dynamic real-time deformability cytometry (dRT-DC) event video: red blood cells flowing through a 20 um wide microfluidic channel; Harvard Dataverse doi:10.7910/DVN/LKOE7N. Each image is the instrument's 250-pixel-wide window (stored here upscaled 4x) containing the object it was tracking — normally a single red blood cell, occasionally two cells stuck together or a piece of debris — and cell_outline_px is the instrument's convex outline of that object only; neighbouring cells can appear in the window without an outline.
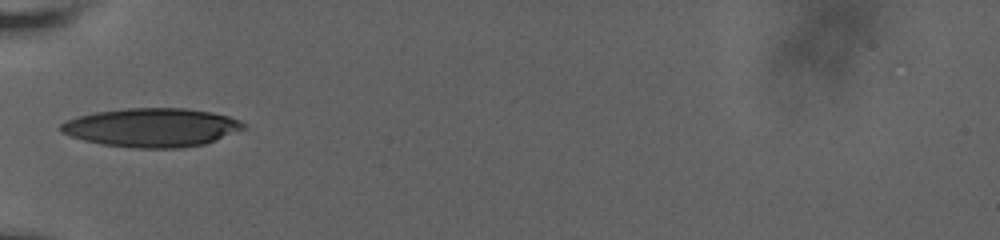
{"species": "human", "species_latin": "Homo sapiens", "temperature_condition": "room temperature", "stored_images_in_passage": 35, "camera_frame_rate_fps": 3000, "um_per_image_px": 0.085, "donor": {"sex": "male"}, "frame": {"image": 1, "passage_image": 1, "time_ms": 0.0, "image_size_px": [1000, 240], "cell_outline_px": [[244, 128], [204, 144], [180, 148], [132, 148], [104, 144], [84, 140], [60, 132], [60, 124], [76, 116], [96, 112], [124, 108], [184, 108], [212, 112], [228, 116], [240, 120], [244, 124]], "centroid_in_image_um": [12.87, 10.83], "position_along_channel_um": 72.1, "area_um2": 40.98}}
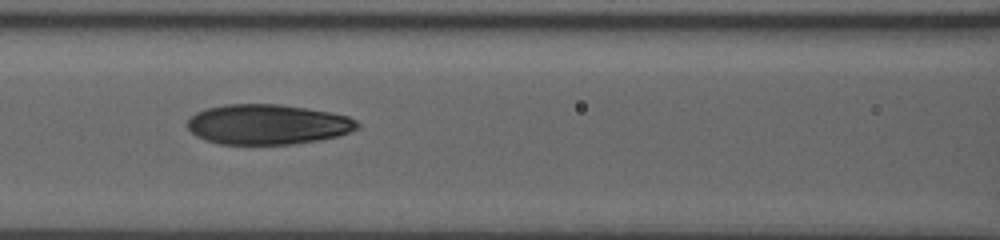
{"frame": {"image": 2, "passage_image": 7, "time_ms": 2.0, "image_size_px": [1000, 240], "cell_outline_px": [[360, 124], [356, 128], [348, 132], [336, 136], [320, 140], [292, 144], [220, 144], [204, 140], [196, 136], [188, 128], [188, 120], [196, 112], [208, 108], [224, 104], [280, 104], [328, 112], [348, 116], [356, 120]], "centroid_in_image_um": [22.72, 10.58], "position_along_channel_um": 143.9, "area_um2": 39.54}}
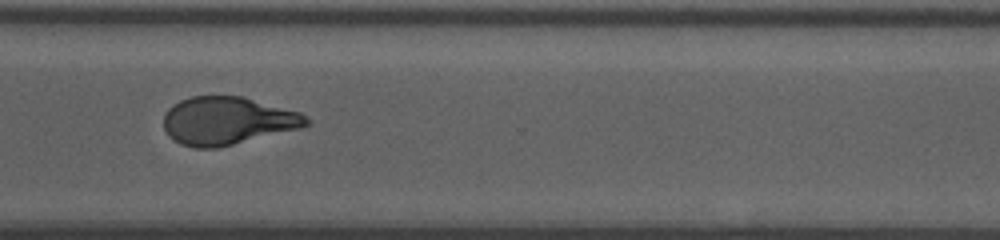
{"frame": {"image": 3, "passage_image": 24, "time_ms": 7.667, "image_size_px": [1000, 240], "cell_outline_px": [[312, 124], [304, 128], [216, 148], [192, 148], [180, 144], [172, 140], [168, 136], [164, 128], [164, 112], [172, 104], [180, 100], [192, 96], [244, 96], [300, 112], [312, 120]], "centroid_in_image_um": [19.35, 10.27], "position_along_channel_um": 351.2, "area_um2": 40.52}, "authors_computed_cell_mechanics": {"area_um2": 40.171, "velocity_mm_per_s": 3.661, "shape_relaxation_time_tau1_ms": 7.6036, "shape_relaxation_time_tau2_ms": 1.9861, "deformation_change_tau1": 0.223, "deformation_change_tau2": 0.0891}}